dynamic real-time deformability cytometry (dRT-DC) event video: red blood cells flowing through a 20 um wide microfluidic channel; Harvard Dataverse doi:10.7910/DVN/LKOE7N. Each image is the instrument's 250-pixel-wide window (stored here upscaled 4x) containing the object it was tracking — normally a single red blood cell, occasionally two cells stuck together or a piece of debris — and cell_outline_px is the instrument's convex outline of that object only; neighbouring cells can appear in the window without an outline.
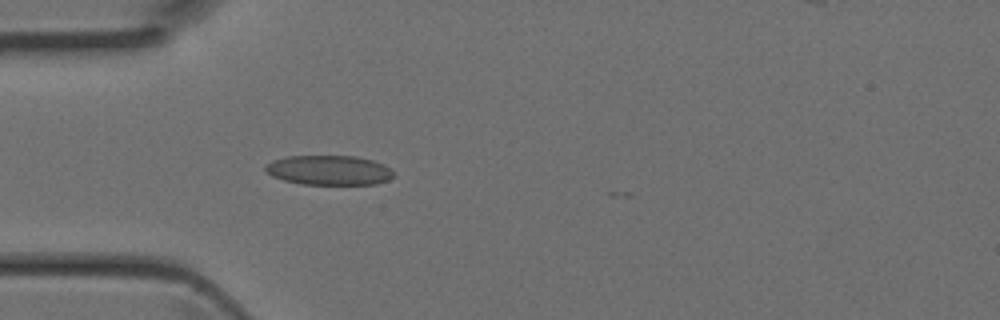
{"species": "Egyptian fruit bat (a non-hibernating species)", "species_latin": "Rousettus aegyptiacus", "temperature_condition": "room temperature", "stored_images_in_passage": 13, "camera_frame_rate_fps": 3000, "um_per_image_px": 0.085, "animal": {"sex": "female"}, "frame": {"image": 1, "passage_image": 12, "time_ms": 3.667, "image_size_px": [1000, 320], "cell_outline_px": [[392, 176], [388, 180], [376, 184], [300, 184], [284, 180], [272, 176], [264, 172], [264, 164], [272, 160], [288, 156], [356, 156], [372, 160], [384, 164], [392, 172]], "centroid_in_image_um": [27.9, 14.46], "position_along_channel_um": 57.1, "area_um2": 22.2}}